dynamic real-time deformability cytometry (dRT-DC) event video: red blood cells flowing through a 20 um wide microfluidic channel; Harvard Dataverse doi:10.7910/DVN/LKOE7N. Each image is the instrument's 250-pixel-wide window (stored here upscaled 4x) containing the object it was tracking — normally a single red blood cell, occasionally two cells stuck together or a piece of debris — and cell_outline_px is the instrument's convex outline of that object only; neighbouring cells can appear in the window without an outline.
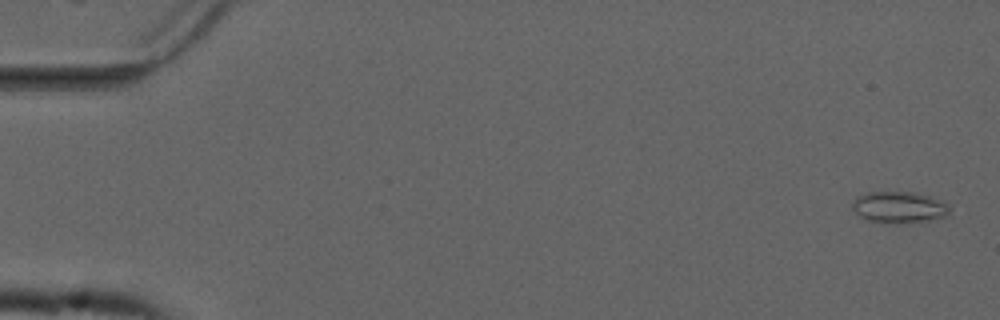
{"species": "common noctule bat (a hibernating species)", "species_latin": "Nyctalus noctula", "temperature_condition": "cold", "stored_images_in_passage": 55, "camera_frame_rate_fps": 3000, "um_per_image_px": 0.085, "animal": {"sex": "male", "forearm_length_mm": 52.5}, "frame": {"image": 1, "passage_image": 2, "time_ms": 0.333, "image_size_px": [1000, 320], "cell_outline_px": [[952, 208], [944, 216], [928, 220], [896, 224], [868, 220], [860, 216], [852, 208], [852, 200], [856, 196], [868, 192], [912, 192], [944, 200]], "centroid_in_image_um": [76.42, 17.6], "position_along_channel_um": 8.6, "area_um2": 17.86}}
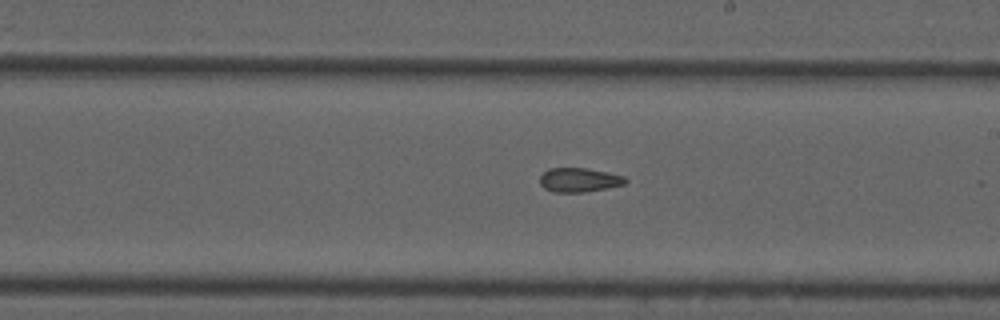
{"frame": {"image": 2, "passage_image": 32, "time_ms": 10.333, "image_size_px": [1000, 320], "cell_outline_px": [[628, 180], [624, 184], [608, 188], [584, 192], [552, 192], [544, 188], [540, 184], [540, 176], [548, 168], [584, 168], [624, 176]], "centroid_in_image_um": [49.2, 15.3], "position_along_channel_um": 239.8, "area_um2": 11.96}}
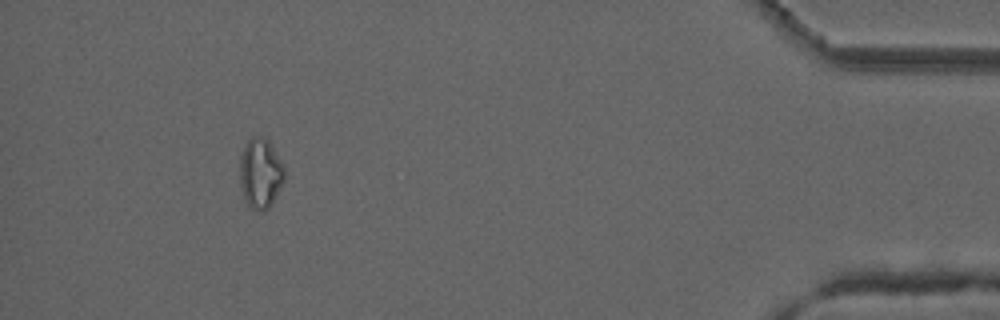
{"frame": {"image": 3, "passage_image": 51, "time_ms": 16.667, "image_size_px": [1000, 320], "cell_outline_px": [[284, 180], [268, 208], [264, 212], [260, 212], [252, 208], [244, 200], [240, 184], [240, 156], [244, 144], [252, 136], [264, 136], [268, 140], [284, 164]], "centroid_in_image_um": [22.12, 14.7], "position_along_channel_um": 413.1, "area_um2": 18.32}, "authors_computed_cell_mechanics": {"area_um2": 13.9298, "velocity_mm_per_s": 3.7236, "shape_relaxation_time_tau1_ms": null, "shape_relaxation_time_tau2_ms": 2.8606, "deformation_change_tau1": null, "deformation_change_tau2": 0.0802}}